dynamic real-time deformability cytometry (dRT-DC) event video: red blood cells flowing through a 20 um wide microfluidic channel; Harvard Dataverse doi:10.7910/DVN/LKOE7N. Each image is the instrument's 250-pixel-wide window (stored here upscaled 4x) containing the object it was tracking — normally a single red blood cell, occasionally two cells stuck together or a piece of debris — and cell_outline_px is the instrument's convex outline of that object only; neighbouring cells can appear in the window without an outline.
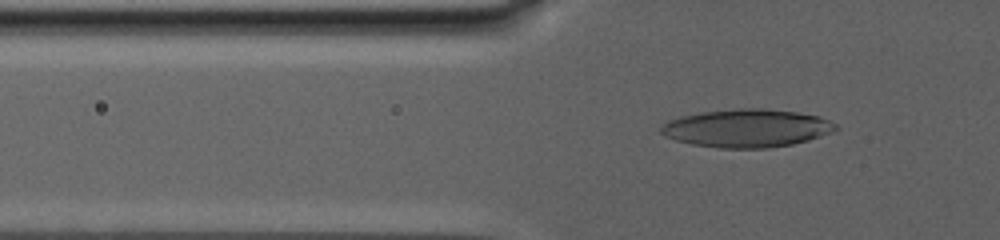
{"species": "human", "species_latin": "Homo sapiens", "temperature_condition": "warm", "stored_images_in_passage": 84, "camera_frame_rate_fps": 3000, "um_per_image_px": 0.085, "donor": {"sex": "male"}, "frame": {"image": 1, "passage_image": 32, "time_ms": 10.333, "image_size_px": [1000, 240], "cell_outline_px": [[840, 128], [820, 136], [808, 140], [792, 144], [764, 148], [720, 148], [692, 144], [676, 140], [664, 136], [660, 132], [660, 128], [668, 120], [680, 116], [700, 112], [740, 108], [764, 108], [796, 112], [820, 116], [836, 124]], "centroid_in_image_um": [63.46, 10.89], "position_along_channel_um": 62.3, "area_um2": 38.73}}
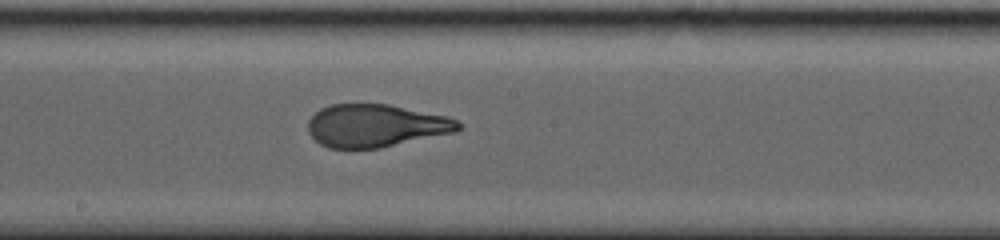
{"frame": {"image": 2, "passage_image": 52, "time_ms": 16.667, "image_size_px": [1000, 240], "cell_outline_px": [[464, 124], [456, 132], [380, 148], [328, 148], [320, 144], [308, 132], [308, 120], [320, 108], [328, 104], [388, 104], [448, 116]], "centroid_in_image_um": [31.95, 10.68], "position_along_channel_um": 216.2, "area_um2": 37.63}}
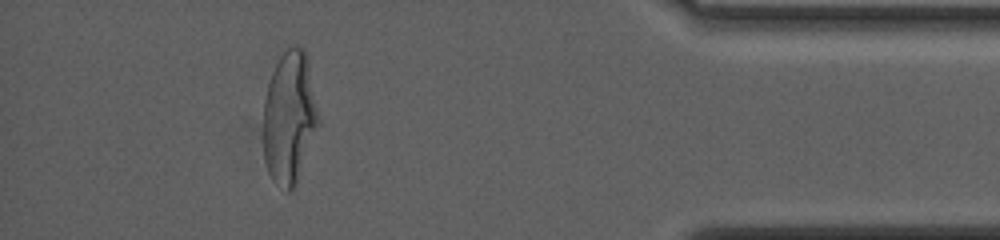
{"frame": {"image": 3, "passage_image": 78, "time_ms": 25.333, "image_size_px": [1000, 240], "cell_outline_px": [[320, 124], [296, 188], [288, 192], [272, 180], [268, 172], [264, 160], [264, 100], [268, 84], [272, 72], [280, 56], [288, 44], [296, 44], [304, 48], [308, 56], [320, 116]], "centroid_in_image_um": [24.64, 9.98], "position_along_channel_um": 410.6, "area_um2": 43.75}, "authors_computed_cell_mechanics": {"area_um2": 39.4196, "velocity_mm_per_s": 2.6533, "shape_relaxation_time_tau1_ms": 9.8608, "shape_relaxation_time_tau2_ms": 1.1981, "deformation_change_tau1": 0.2902, "deformation_change_tau2": 0.0863}}